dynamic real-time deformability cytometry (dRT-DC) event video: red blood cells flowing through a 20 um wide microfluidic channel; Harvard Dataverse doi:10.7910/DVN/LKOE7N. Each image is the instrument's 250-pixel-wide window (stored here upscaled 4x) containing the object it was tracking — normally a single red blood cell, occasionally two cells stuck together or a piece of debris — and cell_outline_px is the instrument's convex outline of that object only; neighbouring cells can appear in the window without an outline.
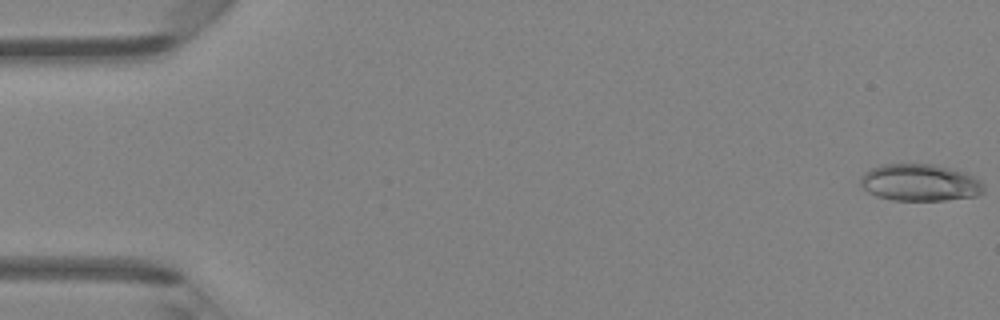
{"species": "Egyptian fruit bat (a non-hibernating species)", "species_latin": "Rousettus aegyptiacus", "temperature_condition": "room temperature", "stored_images_in_passage": 4, "camera_frame_rate_fps": 3000, "um_per_image_px": 0.085, "animal": {"sex": "female"}, "frame": {"image": 1, "passage_image": 1, "time_ms": 0.0, "image_size_px": [1000, 320], "cell_outline_px": [[984, 192], [976, 196], [944, 200], [892, 200], [876, 196], [868, 192], [860, 184], [860, 176], [868, 168], [884, 164], [936, 164], [968, 172], [976, 176], [984, 184]], "centroid_in_image_um": [78.21, 15.5], "position_along_channel_um": 6.8, "area_um2": 27.05}}
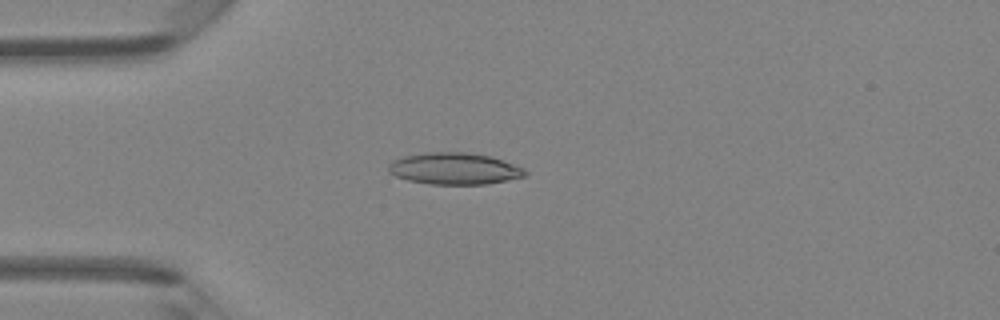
{"frame": {"image": 2, "passage_image": 4, "time_ms": 1.0, "image_size_px": [1000, 320], "cell_outline_px": [[528, 172], [524, 176], [484, 184], [428, 184], [408, 180], [396, 176], [388, 172], [388, 164], [392, 160], [404, 156], [424, 152], [468, 152], [492, 156], [524, 168]], "centroid_in_image_um": [38.58, 14.32], "position_along_channel_um": 46.4, "area_um2": 25.26}}